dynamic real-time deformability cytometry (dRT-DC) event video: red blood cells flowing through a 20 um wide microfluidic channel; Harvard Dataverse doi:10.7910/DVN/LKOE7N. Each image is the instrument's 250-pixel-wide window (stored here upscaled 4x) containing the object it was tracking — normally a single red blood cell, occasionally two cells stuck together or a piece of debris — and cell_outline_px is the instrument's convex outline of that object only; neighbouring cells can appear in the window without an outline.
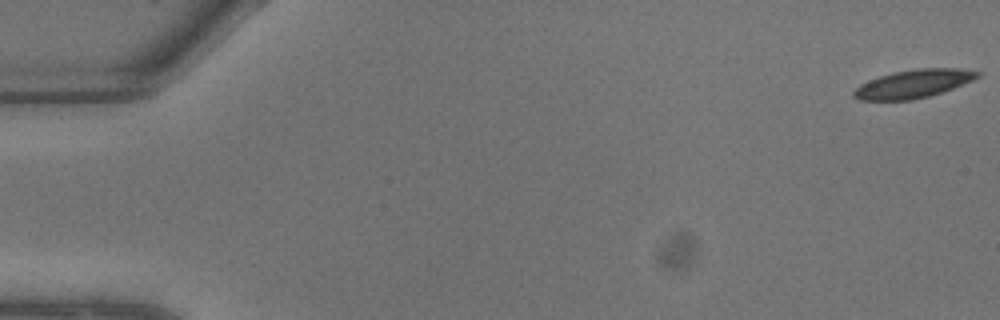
{"species": "common noctule bat (a hibernating species)", "species_latin": "Nyctalus noctula", "temperature_condition": "warm", "stored_images_in_passage": 9, "camera_frame_rate_fps": 3000, "um_per_image_px": 0.085, "animal": {"sex": "male", "body_mass_g": 13.3}, "frame": {"image": 1, "passage_image": 1, "time_ms": 0.0, "image_size_px": [1000, 320], "cell_outline_px": [[980, 76], [972, 80], [952, 88], [928, 96], [912, 100], [860, 100], [852, 96], [852, 92], [860, 84], [868, 80], [892, 72], [916, 68], [956, 68], [980, 72]], "centroid_in_image_um": [77.59, 7.12], "position_along_channel_um": 7.4, "area_um2": 20.23}}
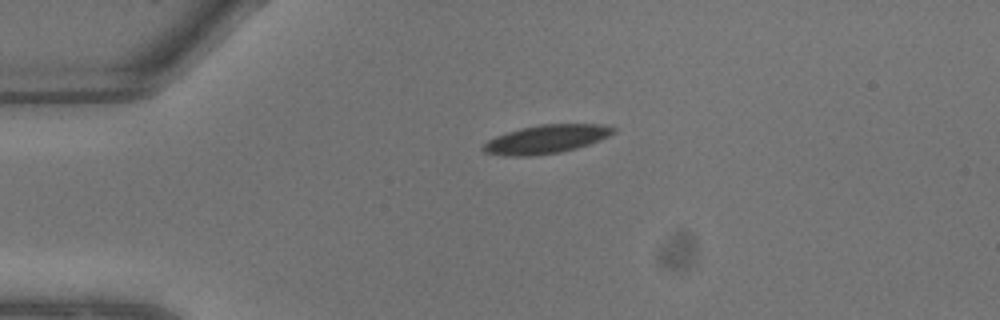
{"frame": {"image": 2, "passage_image": 6, "time_ms": 1.667, "image_size_px": [1000, 320], "cell_outline_px": [[616, 132], [608, 136], [588, 144], [576, 148], [560, 152], [528, 156], [504, 156], [484, 152], [480, 148], [488, 140], [496, 136], [520, 128], [540, 124], [612, 124], [616, 128]], "centroid_in_image_um": [46.44, 11.82], "position_along_channel_um": 38.6, "area_um2": 21.68}}
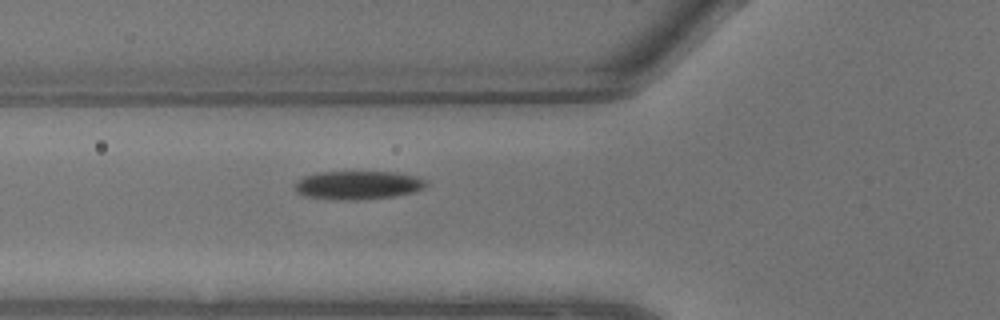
{"frame": {"image": 3, "passage_image": 9, "time_ms": 2.667, "image_size_px": [1000, 320], "cell_outline_px": [[428, 184], [424, 188], [416, 192], [392, 196], [356, 200], [332, 200], [304, 196], [296, 192], [292, 184], [296, 180], [304, 176], [320, 172], [396, 172], [420, 176], [428, 180]], "centroid_in_image_um": [30.43, 15.73], "position_along_channel_um": 95.4, "area_um2": 22.31}}